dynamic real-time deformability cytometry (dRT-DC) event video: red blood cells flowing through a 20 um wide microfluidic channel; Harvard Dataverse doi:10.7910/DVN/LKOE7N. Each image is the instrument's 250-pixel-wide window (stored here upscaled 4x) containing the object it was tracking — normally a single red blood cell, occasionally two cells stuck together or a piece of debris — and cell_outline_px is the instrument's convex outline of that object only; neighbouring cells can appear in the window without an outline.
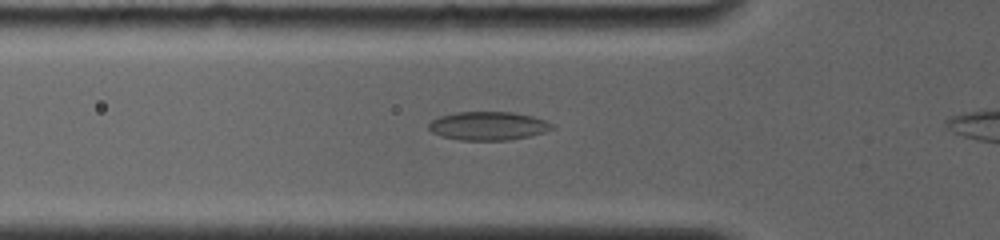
{"species": "common noctule bat (a hibernating species)", "species_latin": "Nyctalus noctula", "temperature_condition": "room temperature", "stored_images_in_passage": 37, "camera_frame_rate_fps": 4000, "um_per_image_px": 0.085, "animal": {"sex": "female", "body_mass_g": 19.0, "forearm_length_mm": 56.7}, "frame": {"image": 1, "passage_image": 11, "time_ms": 2.25, "image_size_px": [1000, 240], "cell_outline_px": [[556, 128], [544, 132], [528, 136], [508, 140], [460, 140], [440, 136], [432, 132], [428, 128], [428, 124], [432, 120], [440, 116], [456, 112], [512, 112], [532, 116], [544, 120], [552, 124]], "centroid_in_image_um": [41.48, 10.7], "position_along_channel_um": 84.3, "area_um2": 20.46}}
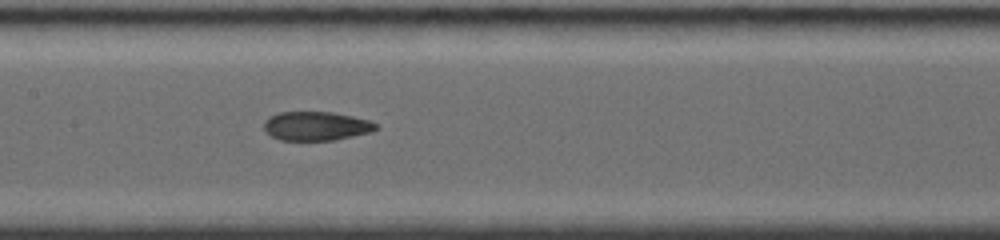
{"frame": {"image": 2, "passage_image": 23, "time_ms": 4.75, "image_size_px": [1000, 240], "cell_outline_px": [[380, 128], [368, 132], [352, 136], [332, 140], [280, 140], [272, 136], [264, 128], [264, 120], [268, 116], [280, 112], [332, 112], [352, 116], [368, 120], [376, 124]], "centroid_in_image_um": [26.85, 10.7], "position_along_channel_um": 180.6, "area_um2": 18.73}}
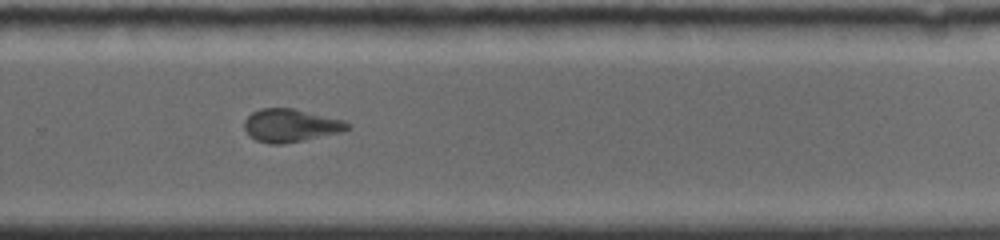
{"frame": {"image": 3, "passage_image": 34, "time_ms": 8.0, "image_size_px": [1000, 240], "cell_outline_px": [[352, 128], [340, 132], [284, 144], [268, 144], [256, 140], [248, 136], [244, 128], [244, 120], [252, 112], [260, 108], [292, 108], [344, 120]], "centroid_in_image_um": [24.66, 10.66], "position_along_channel_um": 305.1, "area_um2": 19.83}}